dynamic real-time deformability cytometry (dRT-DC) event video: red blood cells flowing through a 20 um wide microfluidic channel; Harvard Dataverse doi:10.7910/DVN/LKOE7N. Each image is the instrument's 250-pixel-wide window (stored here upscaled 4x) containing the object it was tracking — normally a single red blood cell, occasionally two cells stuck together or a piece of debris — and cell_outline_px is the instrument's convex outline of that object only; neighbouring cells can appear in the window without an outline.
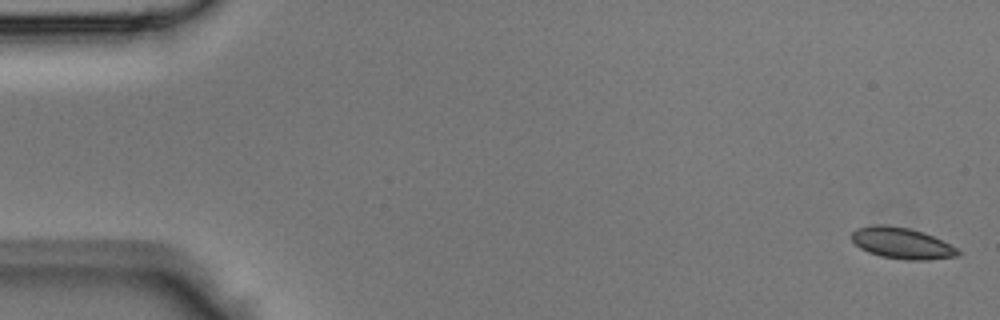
{"species": "Egyptian fruit bat (a non-hibernating species)", "species_latin": "Rousettus aegyptiacus", "temperature_condition": "room temperature", "stored_images_in_passage": 45, "segment_of_instrument_passage": [1, 2], "camera_frame_rate_fps": 3000, "um_per_image_px": 0.085, "animal": {"sex": "male"}, "frame": {"image": 1, "passage_image": 1, "time_ms": 0.0, "image_size_px": [1000, 320], "cell_outline_px": [[960, 256], [928, 260], [904, 260], [880, 256], [868, 252], [860, 248], [852, 240], [852, 232], [856, 228], [872, 224], [888, 224], [908, 228], [924, 232], [956, 248], [960, 252]], "centroid_in_image_um": [76.63, 20.67], "position_along_channel_um": 8.4, "area_um2": 19.42}}
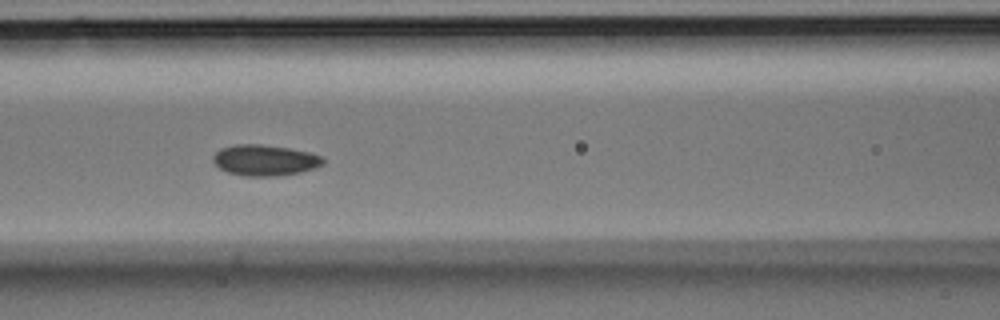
{"frame": {"image": 2, "passage_image": 19, "time_ms": 6.0, "image_size_px": [1000, 320], "cell_outline_px": [[324, 164], [300, 172], [272, 176], [244, 176], [228, 172], [220, 168], [212, 160], [212, 156], [220, 148], [232, 144], [260, 144], [288, 148], [308, 152], [324, 156]], "centroid_in_image_um": [22.49, 13.6], "position_along_channel_um": 144.1, "area_um2": 19.77}}
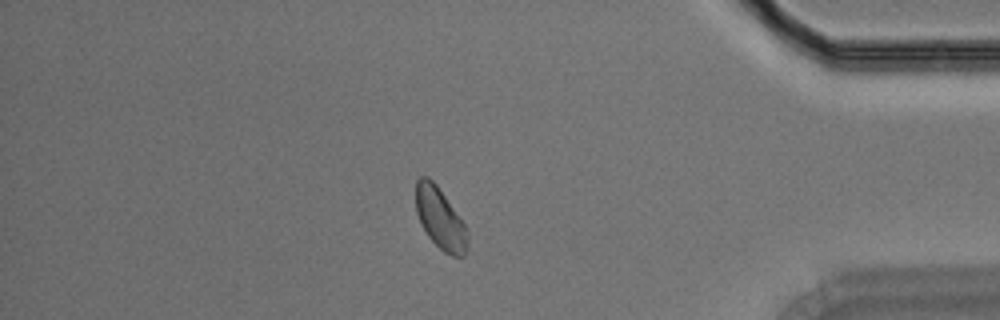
{"frame": {"image": 3, "passage_image": 38, "time_ms": 12.333, "image_size_px": [1000, 320], "cell_outline_px": [[468, 248], [464, 256], [452, 256], [444, 252], [428, 236], [416, 212], [416, 180], [420, 176], [428, 176], [436, 184], [464, 224], [468, 232]], "centroid_in_image_um": [37.42, 18.58], "position_along_channel_um": 397.8, "area_um2": 18.21}}